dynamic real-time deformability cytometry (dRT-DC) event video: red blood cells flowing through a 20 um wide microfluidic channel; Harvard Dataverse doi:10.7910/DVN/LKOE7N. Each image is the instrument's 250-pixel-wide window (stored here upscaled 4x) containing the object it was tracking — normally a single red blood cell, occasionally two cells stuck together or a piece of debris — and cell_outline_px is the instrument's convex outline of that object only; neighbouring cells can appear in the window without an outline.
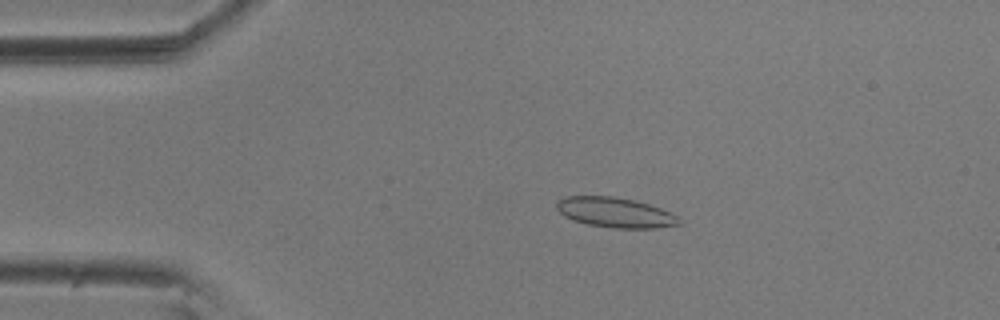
{"species": "common noctule bat (a hibernating species)", "species_latin": "Nyctalus noctula", "temperature_condition": "room temperature", "stored_images_in_passage": 56, "camera_frame_rate_fps": 3000, "um_per_image_px": 0.085, "animal": {"sex": "male", "body_mass_g": 20.5, "forearm_length_mm": 52.5}, "frame": {"image": 1, "passage_image": 11, "time_ms": 3.333, "image_size_px": [1000, 320], "cell_outline_px": [[684, 224], [656, 228], [612, 228], [588, 224], [572, 220], [564, 216], [556, 208], [556, 200], [564, 196], [612, 196], [632, 200], [648, 204], [660, 208], [676, 216]], "centroid_in_image_um": [52.26, 18.06], "position_along_channel_um": 32.7, "area_um2": 21.44}}
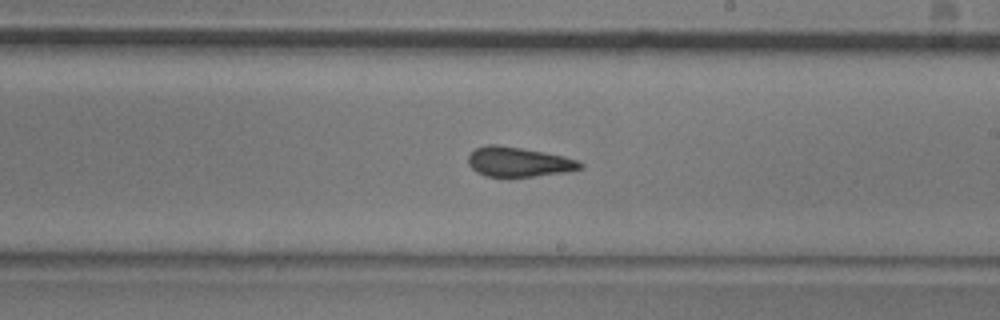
{"frame": {"image": 2, "passage_image": 32, "time_ms": 10.333, "image_size_px": [1000, 320], "cell_outline_px": [[584, 168], [568, 172], [508, 180], [484, 176], [476, 172], [468, 164], [468, 156], [476, 148], [488, 144], [496, 144], [544, 152], [564, 156], [576, 160], [584, 164]], "centroid_in_image_um": [44.07, 13.82], "position_along_channel_um": 244.9, "area_um2": 20.17}}
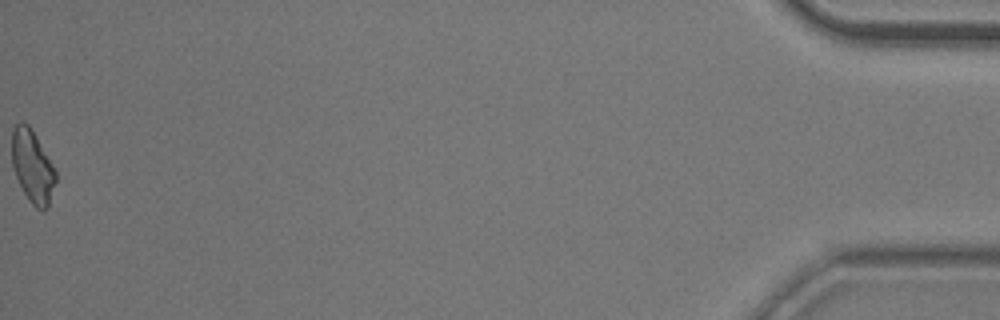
{"frame": {"image": 3, "passage_image": 56, "time_ms": 18.333, "image_size_px": [1000, 320], "cell_outline_px": [[56, 180], [48, 208], [44, 212], [36, 208], [28, 200], [16, 176], [12, 164], [12, 128], [20, 120], [28, 124], [36, 136], [52, 164], [56, 172]], "centroid_in_image_um": [2.76, 14.16], "position_along_channel_um": 432.4, "area_um2": 18.5}, "authors_computed_cell_mechanics": {"area_um2": 19.8832, "velocity_mm_per_s": 3.6189, "shape_relaxation_time_tau1_ms": 7.3139, "shape_relaxation_time_tau2_ms": 1.9906, "deformation_change_tau1": 0.1591, "deformation_change_tau2": 0.0855}}